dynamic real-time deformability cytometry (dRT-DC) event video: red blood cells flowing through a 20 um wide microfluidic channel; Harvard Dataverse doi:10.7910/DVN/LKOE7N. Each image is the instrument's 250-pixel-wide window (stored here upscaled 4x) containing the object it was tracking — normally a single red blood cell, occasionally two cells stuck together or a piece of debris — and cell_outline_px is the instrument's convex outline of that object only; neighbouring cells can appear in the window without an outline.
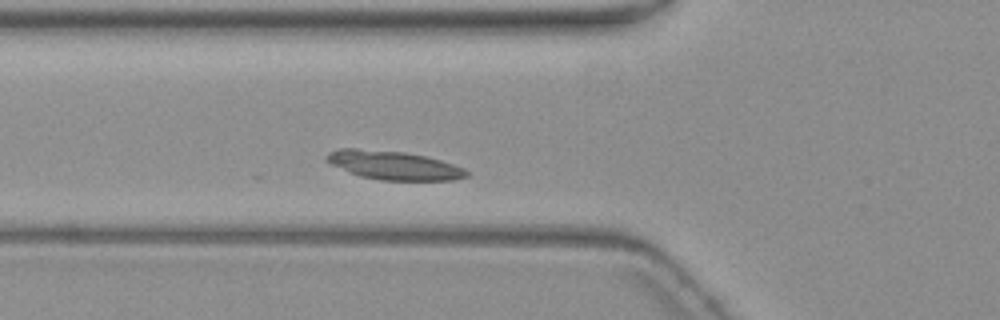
{"species": "common noctule bat (a hibernating species)", "species_latin": "Nyctalus noctula", "temperature_condition": "warm", "stored_images_in_passage": 6, "camera_frame_rate_fps": 3000, "um_per_image_px": 0.085, "animal": {"sex": "female", "body_mass_g": 19.3, "forearm_length_mm": 54.1}, "frame": {"image": 1, "passage_image": 6, "time_ms": 6.0, "image_size_px": [1000, 320], "cell_outline_px": [[468, 176], [452, 180], [380, 180], [360, 176], [348, 172], [324, 160], [324, 156], [328, 152], [340, 148], [356, 148], [404, 152], [428, 156], [464, 168], [468, 172]], "centroid_in_image_um": [33.43, 14.04], "position_along_channel_um": 92.4, "area_um2": 23.47}}